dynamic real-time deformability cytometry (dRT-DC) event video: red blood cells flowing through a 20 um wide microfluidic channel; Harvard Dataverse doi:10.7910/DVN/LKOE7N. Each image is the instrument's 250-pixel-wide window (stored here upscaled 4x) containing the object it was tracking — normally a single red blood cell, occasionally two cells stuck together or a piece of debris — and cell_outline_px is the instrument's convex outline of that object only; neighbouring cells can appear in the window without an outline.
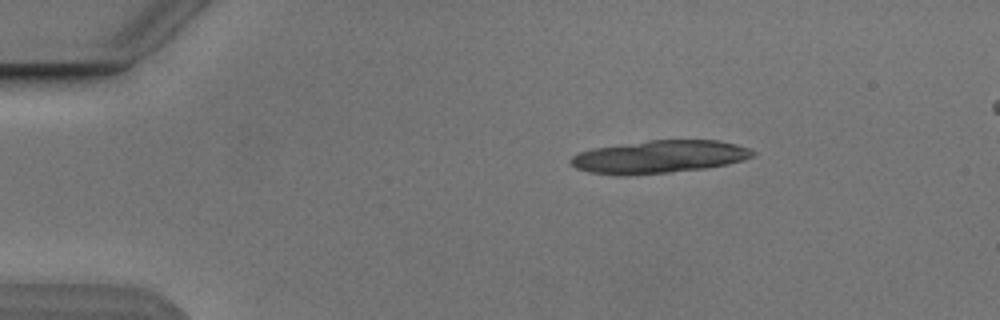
{"species": "Egyptian fruit bat (a non-hibernating species)", "species_latin": "Rousettus aegyptiacus", "temperature_condition": "cold", "stored_images_in_passage": 4, "camera_frame_rate_fps": 3000, "um_per_image_px": 0.085, "animal": {"sex": "male"}, "frame": {"image": 1, "passage_image": 1, "time_ms": 0.0, "image_size_px": [1000, 320], "cell_outline_px": [[756, 156], [744, 160], [728, 164], [704, 168], [668, 172], [628, 176], [616, 176], [588, 172], [576, 168], [568, 160], [572, 156], [580, 152], [592, 148], [648, 140], [720, 140], [752, 148], [756, 152]], "centroid_in_image_um": [56.05, 13.33], "position_along_channel_um": 29.0, "area_um2": 35.2}}